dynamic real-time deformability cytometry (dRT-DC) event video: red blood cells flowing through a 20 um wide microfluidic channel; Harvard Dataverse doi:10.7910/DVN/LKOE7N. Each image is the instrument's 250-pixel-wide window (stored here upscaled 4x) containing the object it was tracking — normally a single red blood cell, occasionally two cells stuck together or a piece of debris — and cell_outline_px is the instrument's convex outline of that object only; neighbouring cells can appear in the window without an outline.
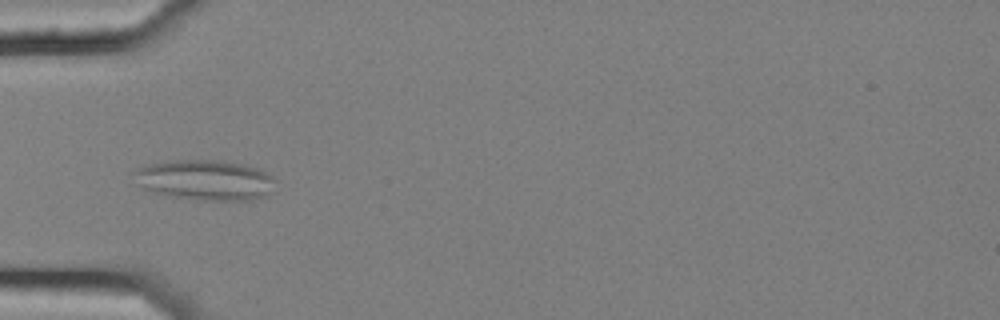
{"species": "common noctule bat (a hibernating species)", "species_latin": "Nyctalus noctula", "temperature_condition": "cold", "stored_images_in_passage": 8, "camera_frame_rate_fps": 3000, "um_per_image_px": 0.085, "animal": {"sex": "female", "body_mass_g": 25.1}, "frame": {"image": 1, "passage_image": 6, "time_ms": 1.667, "image_size_px": [1000, 320], "cell_outline_px": [[276, 192], [268, 196], [252, 200], [204, 200], [172, 196], [156, 192], [144, 188], [136, 184], [128, 172], [152, 164], [176, 160], [220, 160], [244, 164], [260, 168], [272, 176], [276, 180]], "centroid_in_image_um": [17.51, 15.3], "position_along_channel_um": 67.5, "area_um2": 33.76}}